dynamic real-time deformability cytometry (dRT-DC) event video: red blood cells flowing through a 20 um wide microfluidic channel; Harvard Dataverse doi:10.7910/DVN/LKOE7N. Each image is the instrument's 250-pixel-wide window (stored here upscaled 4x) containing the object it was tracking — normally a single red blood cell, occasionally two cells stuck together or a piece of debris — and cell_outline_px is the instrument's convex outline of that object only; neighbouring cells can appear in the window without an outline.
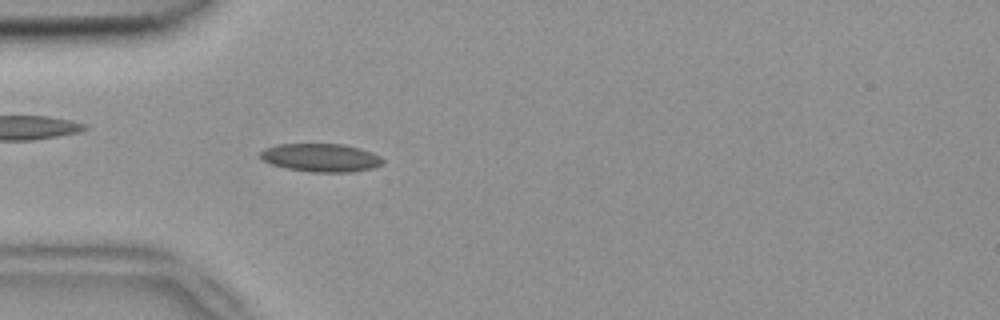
{"species": "common noctule bat (a hibernating species)", "species_latin": "Nyctalus noctula", "temperature_condition": "room temperature", "stored_images_in_passage": 51, "camera_frame_rate_fps": 3000, "um_per_image_px": 0.085, "animal": {"sex": "female", "body_mass_g": 18.4}, "frame": {"image": 1, "passage_image": 15, "time_ms": 4.667, "image_size_px": [1000, 320], "cell_outline_px": [[384, 164], [372, 168], [352, 172], [312, 172], [288, 168], [272, 164], [264, 160], [260, 156], [260, 152], [264, 148], [276, 144], [344, 144], [360, 148], [372, 152], [380, 156], [384, 160]], "centroid_in_image_um": [27.31, 13.39], "position_along_channel_um": 57.7, "area_um2": 20.17}}
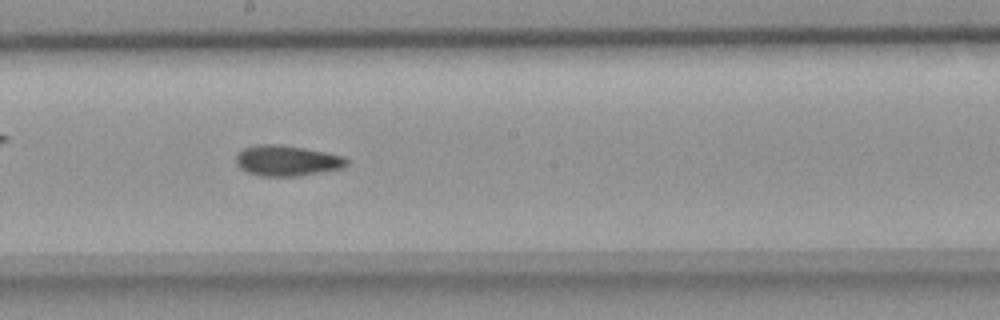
{"frame": {"image": 2, "passage_image": 28, "time_ms": 9.0, "image_size_px": [1000, 320], "cell_outline_px": [[348, 164], [344, 168], [300, 176], [260, 176], [248, 172], [240, 168], [236, 164], [236, 156], [244, 148], [256, 144], [280, 144], [304, 148], [344, 156], [348, 160]], "centroid_in_image_um": [24.41, 13.66], "position_along_channel_um": 223.8, "area_um2": 19.83}}
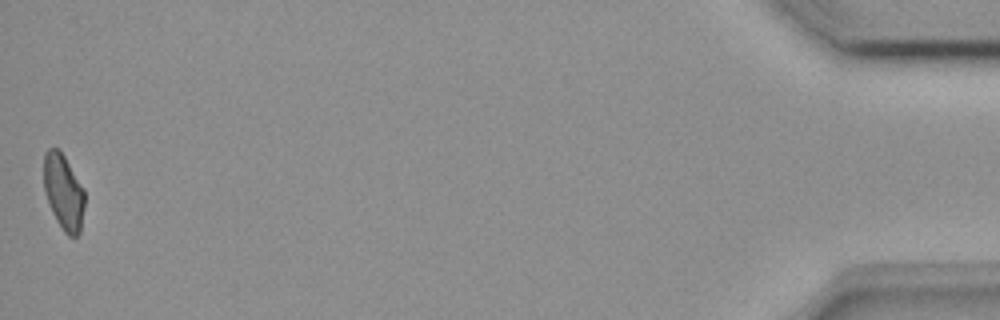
{"frame": {"image": 3, "passage_image": 51, "time_ms": 16.667, "image_size_px": [1000, 320], "cell_outline_px": [[84, 204], [80, 232], [76, 236], [68, 236], [64, 232], [56, 220], [52, 212], [44, 188], [44, 152], [48, 148], [56, 148], [64, 156], [84, 188]], "centroid_in_image_um": [5.4, 16.32], "position_along_channel_um": 429.8, "area_um2": 17.8}, "authors_computed_cell_mechanics": {"area_um2": 19.074, "velocity_mm_per_s": 3.9365, "shape_relaxation_time_tau1_ms": null, "shape_relaxation_time_tau2_ms": 2.995, "deformation_change_tau1": null, "deformation_change_tau2": 0.0839}}